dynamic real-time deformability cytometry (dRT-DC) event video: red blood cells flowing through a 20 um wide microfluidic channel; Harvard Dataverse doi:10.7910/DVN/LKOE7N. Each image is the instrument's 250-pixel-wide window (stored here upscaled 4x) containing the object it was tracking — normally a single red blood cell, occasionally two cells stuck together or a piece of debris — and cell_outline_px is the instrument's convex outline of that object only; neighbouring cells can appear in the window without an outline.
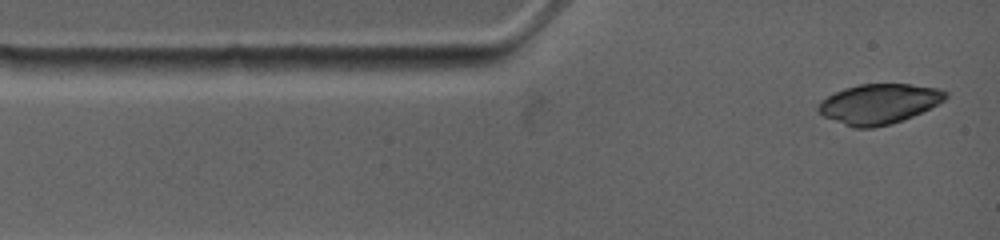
{"species": "common noctule bat (a hibernating species)", "species_latin": "Nyctalus noctula", "temperature_condition": "warm", "stored_images_in_passage": 2, "camera_frame_rate_fps": 4500, "um_per_image_px": 0.085, "animal": {"sex": "female", "body_mass_g": 19.0, "forearm_length_mm": 53.3}, "frame": {"image": 1, "passage_image": 1, "time_ms": 0.0, "image_size_px": [1000, 240], "cell_outline_px": [[948, 96], [944, 100], [912, 116], [892, 124], [872, 128], [852, 128], [824, 116], [816, 108], [816, 104], [828, 96], [844, 88], [860, 84], [912, 84], [940, 88], [948, 92]], "centroid_in_image_um": [74.7, 8.82], "position_along_channel_um": 10.3, "area_um2": 29.59}}